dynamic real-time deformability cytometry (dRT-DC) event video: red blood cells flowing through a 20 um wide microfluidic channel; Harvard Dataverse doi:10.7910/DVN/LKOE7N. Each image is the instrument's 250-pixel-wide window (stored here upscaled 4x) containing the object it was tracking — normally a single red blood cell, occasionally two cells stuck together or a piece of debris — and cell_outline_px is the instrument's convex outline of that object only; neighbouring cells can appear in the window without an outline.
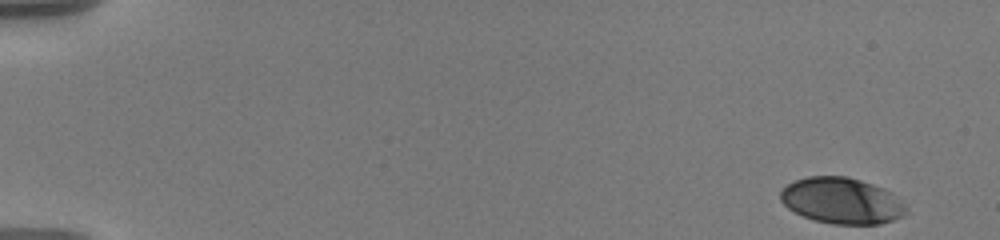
{"species": "human", "species_latin": "Homo sapiens", "temperature_condition": "warm", "stored_images_in_passage": 55, "camera_frame_rate_fps": 3000, "um_per_image_px": 0.085, "donor": {"sex": "male"}, "frame": {"image": 1, "passage_image": 1, "time_ms": 0.0, "image_size_px": [1000, 240], "cell_outline_px": [[908, 212], [904, 216], [880, 224], [832, 224], [816, 220], [804, 216], [788, 208], [780, 200], [780, 192], [788, 184], [796, 180], [808, 176], [848, 176], [884, 188], [892, 192], [904, 204]], "centroid_in_image_um": [71.57, 17.06], "position_along_channel_um": 13.4, "area_um2": 33.7}}
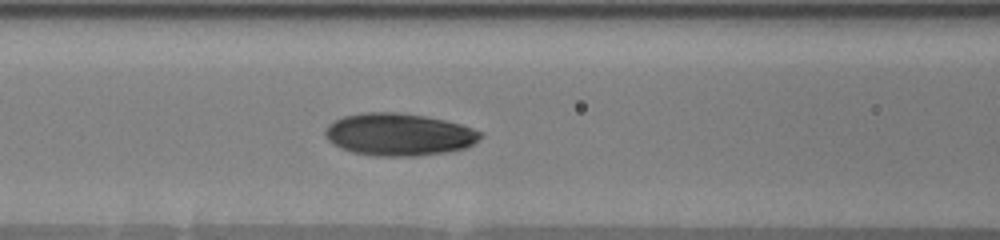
{"frame": {"image": 2, "passage_image": 24, "time_ms": 7.667, "image_size_px": [1000, 240], "cell_outline_px": [[484, 136], [472, 144], [464, 148], [444, 152], [416, 156], [376, 156], [352, 152], [340, 148], [332, 144], [328, 140], [324, 132], [324, 128], [332, 120], [344, 116], [364, 112], [400, 112], [424, 116], [444, 120], [460, 124], [484, 132]], "centroid_in_image_um": [33.87, 11.42], "position_along_channel_um": 132.7, "area_um2": 38.55}}
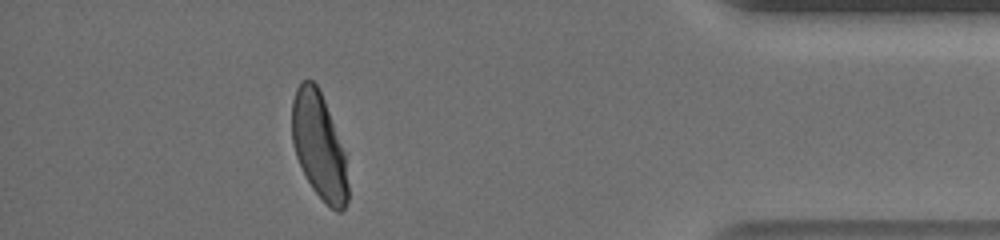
{"frame": {"image": 3, "passage_image": 50, "time_ms": 16.333, "image_size_px": [1000, 240], "cell_outline_px": [[348, 200], [344, 208], [340, 212], [336, 212], [312, 188], [296, 156], [292, 140], [292, 100], [296, 88], [300, 80], [312, 80], [316, 84], [324, 100], [344, 152], [348, 184]], "centroid_in_image_um": [27.1, 12.39], "position_along_channel_um": 408.1, "area_um2": 34.1}, "authors_computed_cell_mechanics": {"area_um2": 36.5874, "velocity_mm_per_s": 3.5891, "shape_relaxation_time_tau1_ms": 4.9252, "shape_relaxation_time_tau2_ms": 1.0587, "deformation_change_tau1": 0.1739, "deformation_change_tau2": 0.0505}}